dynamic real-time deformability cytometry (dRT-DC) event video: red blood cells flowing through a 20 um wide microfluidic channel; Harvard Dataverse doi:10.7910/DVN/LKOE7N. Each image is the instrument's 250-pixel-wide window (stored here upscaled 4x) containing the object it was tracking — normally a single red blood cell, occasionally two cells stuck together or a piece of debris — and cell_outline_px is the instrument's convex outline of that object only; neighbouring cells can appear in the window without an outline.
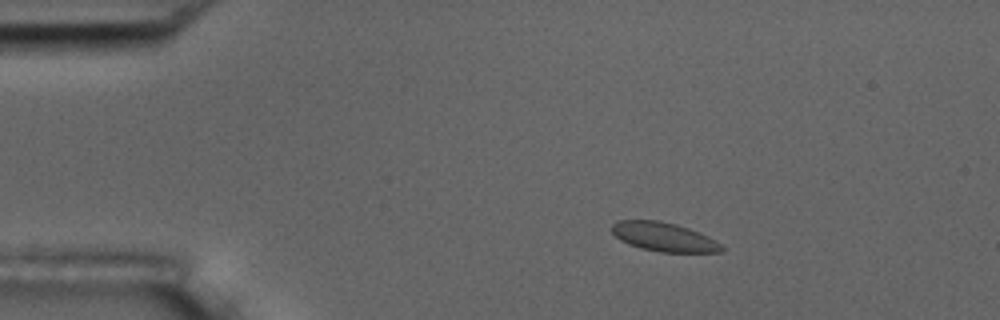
{"species": "common noctule bat (a hibernating species)", "species_latin": "Nyctalus noctula", "temperature_condition": "room temperature", "stored_images_in_passage": 5, "camera_frame_rate_fps": 3000, "um_per_image_px": 0.085, "animal": {"sex": "male", "body_mass_g": 17.5, "forearm_length_mm": 52.3}, "frame": {"image": 1, "passage_image": 3, "time_ms": 2.333, "image_size_px": [1000, 320], "cell_outline_px": [[724, 248], [720, 252], [660, 252], [640, 248], [628, 244], [620, 240], [612, 232], [612, 224], [616, 220], [656, 220], [676, 224], [700, 232], [716, 240]], "centroid_in_image_um": [56.41, 20.13], "position_along_channel_um": 28.6, "area_um2": 18.55}}